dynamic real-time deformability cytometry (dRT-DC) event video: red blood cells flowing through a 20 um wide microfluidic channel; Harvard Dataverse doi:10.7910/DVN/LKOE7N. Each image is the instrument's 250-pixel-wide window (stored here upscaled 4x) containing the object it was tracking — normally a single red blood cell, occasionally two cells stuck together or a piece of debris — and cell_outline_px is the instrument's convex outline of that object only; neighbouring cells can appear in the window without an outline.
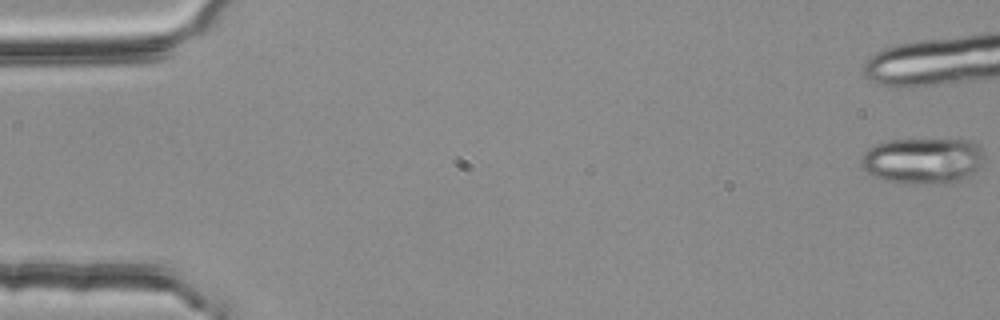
{"species": "common noctule bat (a hibernating species)", "species_latin": "Nyctalus noctula", "temperature_condition": "room temperature", "stored_images_in_passage": 12, "camera_frame_rate_fps": 3000, "um_per_image_px": 0.085, "animal": {"sex": "female", "body_mass_g": 25.1}, "frame": {"image": 1, "passage_image": 1, "time_ms": 0.0, "image_size_px": [1000, 320], "cell_outline_px": [[984, 156], [980, 168], [960, 180], [952, 184], [912, 184], [884, 180], [872, 176], [860, 164], [860, 160], [864, 152], [868, 148], [876, 144], [888, 140], [972, 140], [984, 152]], "centroid_in_image_um": [78.44, 13.67], "position_along_channel_um": 6.6, "area_um2": 33.29}}